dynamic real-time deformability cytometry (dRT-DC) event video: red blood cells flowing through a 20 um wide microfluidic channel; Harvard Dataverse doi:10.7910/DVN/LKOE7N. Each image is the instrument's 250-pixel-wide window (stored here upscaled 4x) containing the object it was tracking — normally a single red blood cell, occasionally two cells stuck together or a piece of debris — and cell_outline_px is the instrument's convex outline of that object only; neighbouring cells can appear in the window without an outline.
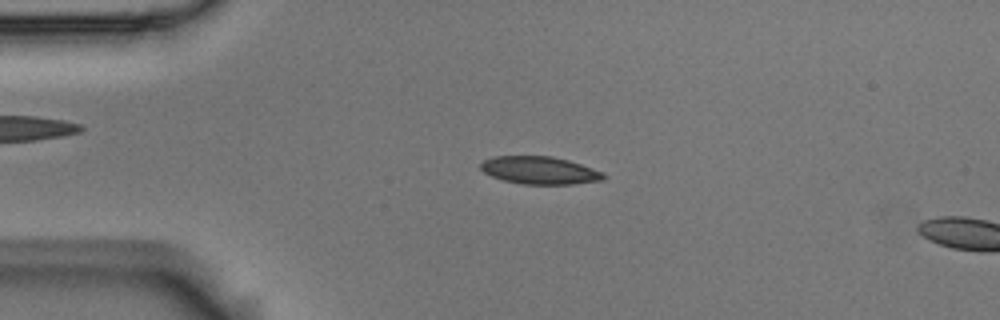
{"species": "Egyptian fruit bat (a non-hibernating species)", "species_latin": "Rousettus aegyptiacus", "temperature_condition": "room temperature", "stored_images_in_passage": 5, "camera_frame_rate_fps": 3000, "um_per_image_px": 0.085, "animal": {"sex": "male"}, "frame": {"image": 1, "passage_image": 2, "time_ms": 0.333, "image_size_px": [1000, 320], "cell_outline_px": [[608, 176], [604, 180], [572, 184], [524, 184], [504, 180], [492, 176], [484, 172], [480, 168], [480, 164], [484, 160], [496, 156], [552, 156], [568, 160], [604, 172]], "centroid_in_image_um": [45.91, 14.48], "position_along_channel_um": 39.1, "area_um2": 19.77}}